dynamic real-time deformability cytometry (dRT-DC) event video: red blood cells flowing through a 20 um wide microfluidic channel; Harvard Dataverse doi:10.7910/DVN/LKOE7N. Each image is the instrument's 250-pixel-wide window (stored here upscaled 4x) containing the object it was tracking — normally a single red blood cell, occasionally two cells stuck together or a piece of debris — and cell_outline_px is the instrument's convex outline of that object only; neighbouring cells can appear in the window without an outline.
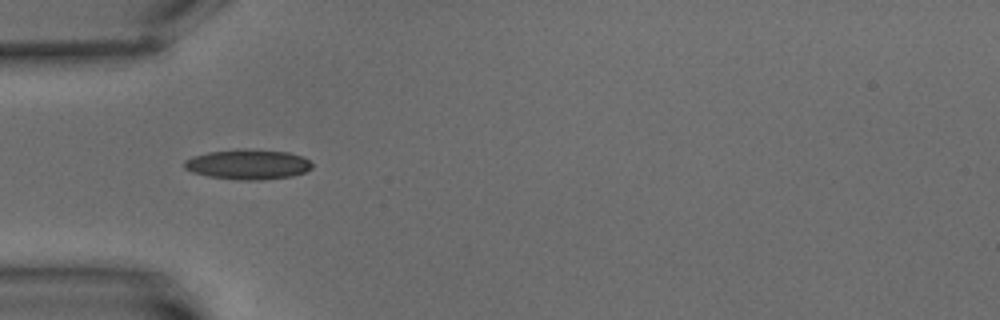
{"species": "common noctule bat (a hibernating species)", "species_latin": "Nyctalus noctula", "temperature_condition": "warm", "stored_images_in_passage": 2, "camera_frame_rate_fps": 3000, "um_per_image_px": 0.085, "animal": {"sex": "male", "body_mass_g": 15.6}, "frame": {"image": 1, "passage_image": 1, "time_ms": 0.0, "image_size_px": [1000, 320], "cell_outline_px": [[312, 168], [304, 172], [292, 176], [260, 180], [236, 180], [208, 176], [192, 172], [184, 168], [184, 160], [192, 156], [208, 152], [244, 148], [288, 152], [304, 156], [312, 164]], "centroid_in_image_um": [21.06, 13.97], "position_along_channel_um": 63.9, "area_um2": 22.54}}
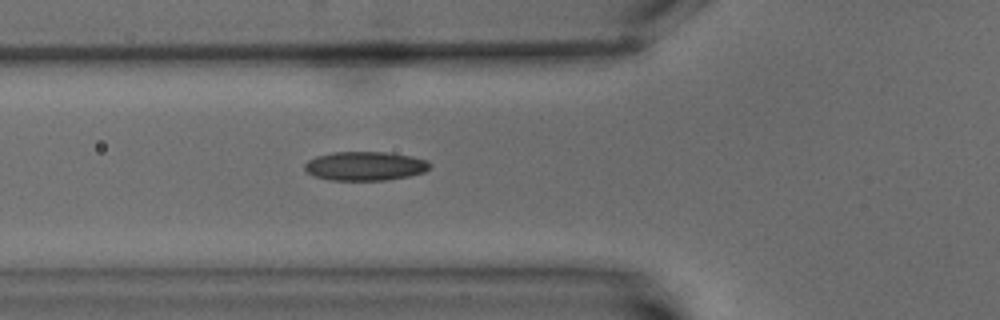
{"frame": {"image": 2, "passage_image": 2, "time_ms": 1.0, "image_size_px": [1000, 320], "cell_outline_px": [[432, 164], [424, 172], [408, 176], [384, 180], [332, 180], [316, 176], [308, 172], [304, 168], [304, 164], [308, 160], [316, 156], [332, 152], [388, 152], [412, 156], [428, 160]], "centroid_in_image_um": [31.05, 14.1], "position_along_channel_um": 94.8, "area_um2": 21.1}}